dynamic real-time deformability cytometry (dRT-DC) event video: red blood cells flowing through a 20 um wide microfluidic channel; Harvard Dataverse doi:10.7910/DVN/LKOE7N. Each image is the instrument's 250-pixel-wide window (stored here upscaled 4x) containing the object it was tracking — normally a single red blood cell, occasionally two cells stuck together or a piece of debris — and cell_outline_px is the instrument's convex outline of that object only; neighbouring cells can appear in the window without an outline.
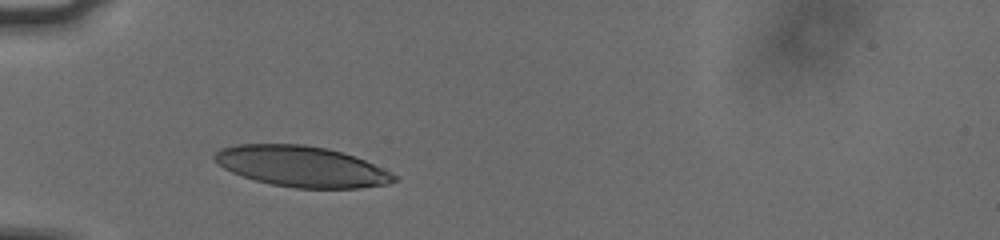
{"species": "human", "species_latin": "Homo sapiens", "temperature_condition": "cold", "stored_images_in_passage": 29, "camera_frame_rate_fps": 3000, "um_per_image_px": 0.085, "donor": {"sex": "male"}, "frame": {"image": 1, "passage_image": 1, "time_ms": 0.0, "image_size_px": [1000, 240], "cell_outline_px": [[400, 180], [388, 184], [360, 188], [296, 188], [272, 184], [256, 180], [232, 172], [224, 168], [212, 156], [220, 148], [236, 144], [304, 144], [328, 148], [364, 160], [400, 176]], "centroid_in_image_um": [25.67, 14.15], "position_along_channel_um": 59.3, "area_um2": 42.54}}
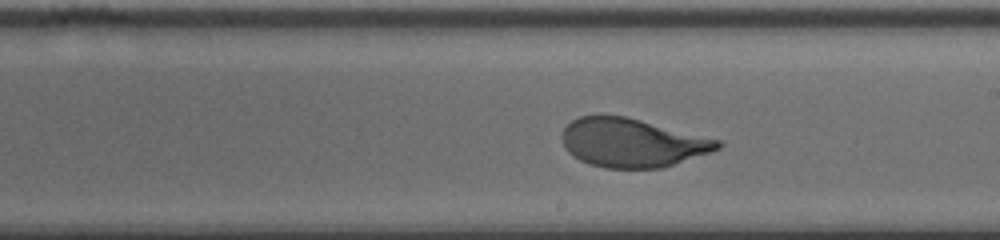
{"frame": {"image": 2, "passage_image": 16, "time_ms": 5.0, "image_size_px": [1000, 240], "cell_outline_px": [[724, 144], [720, 148], [712, 152], [660, 168], [604, 168], [588, 164], [572, 156], [568, 152], [564, 144], [564, 128], [572, 120], [580, 116], [624, 116], [724, 140]], "centroid_in_image_um": [53.79, 12.14], "position_along_channel_um": 235.2, "area_um2": 44.04}}
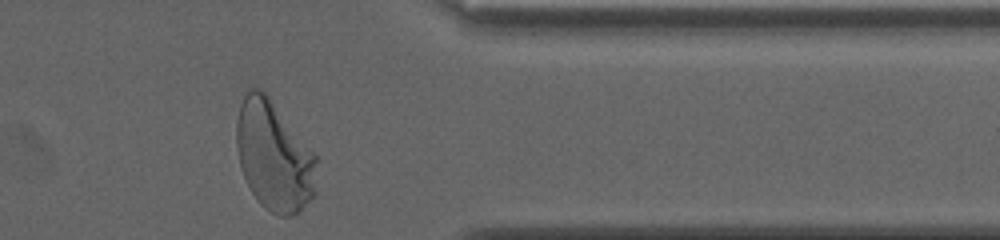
{"frame": {"image": 3, "passage_image": 29, "time_ms": 9.333, "image_size_px": [1000, 240], "cell_outline_px": [[316, 192], [292, 216], [280, 216], [264, 208], [260, 204], [252, 192], [244, 176], [240, 164], [236, 148], [236, 124], [240, 104], [248, 88], [260, 88], [268, 96], [316, 156]], "centroid_in_image_um": [23.26, 13.26], "position_along_channel_um": 388.1, "area_um2": 50.58}, "authors_computed_cell_mechanics": {"area_um2": 44.6794, "velocity_mm_per_s": 3.7302, "shape_relaxation_time_tau1_ms": 2.8162, "shape_relaxation_time_tau2_ms": null, "deformation_change_tau1": 0.1594, "deformation_change_tau2": null}}